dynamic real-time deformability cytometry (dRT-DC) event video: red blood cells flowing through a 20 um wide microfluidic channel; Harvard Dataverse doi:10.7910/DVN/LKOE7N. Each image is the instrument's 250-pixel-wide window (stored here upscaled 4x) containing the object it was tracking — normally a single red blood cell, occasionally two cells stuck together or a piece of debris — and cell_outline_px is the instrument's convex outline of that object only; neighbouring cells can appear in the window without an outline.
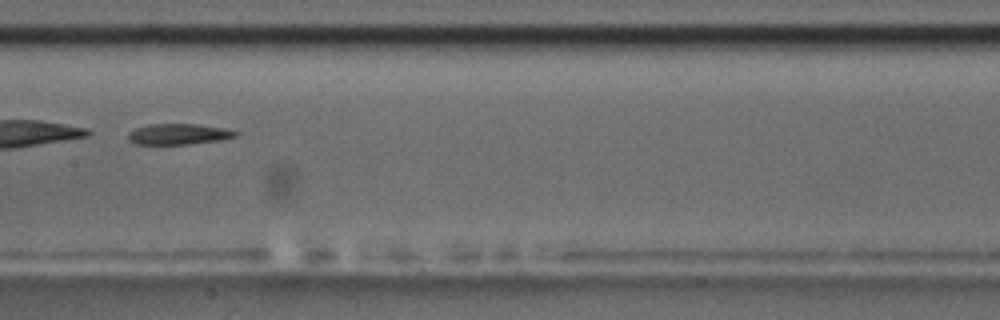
{"species": "common noctule bat (a hibernating species)", "species_latin": "Nyctalus noctula", "temperature_condition": "room temperature", "stored_images_in_passage": 37, "camera_frame_rate_fps": 3000, "um_per_image_px": 0.085, "animal": {"sex": "male", "body_mass_g": 17.5, "forearm_length_mm": 52.3}, "frame": {"image": 1, "passage_image": 11, "time_ms": 3.333, "image_size_px": [1000, 320], "cell_outline_px": [[240, 132], [236, 136], [220, 140], [188, 144], [136, 144], [128, 140], [128, 132], [136, 128], [148, 124], [196, 124], [224, 128]], "centroid_in_image_um": [15.16, 11.4], "position_along_channel_um": 192.2, "area_um2": 13.01}, "authors_computed_cell_mechanics": {"area_um2": 14.1032, "velocity_mm_per_s": 3.6346, "shape_relaxation_time_tau1_ms": 10.7864, "shape_relaxation_time_tau2_ms": 4.4976, "deformation_change_tau1": 0.2623, "deformation_change_tau2": 0.1395}}